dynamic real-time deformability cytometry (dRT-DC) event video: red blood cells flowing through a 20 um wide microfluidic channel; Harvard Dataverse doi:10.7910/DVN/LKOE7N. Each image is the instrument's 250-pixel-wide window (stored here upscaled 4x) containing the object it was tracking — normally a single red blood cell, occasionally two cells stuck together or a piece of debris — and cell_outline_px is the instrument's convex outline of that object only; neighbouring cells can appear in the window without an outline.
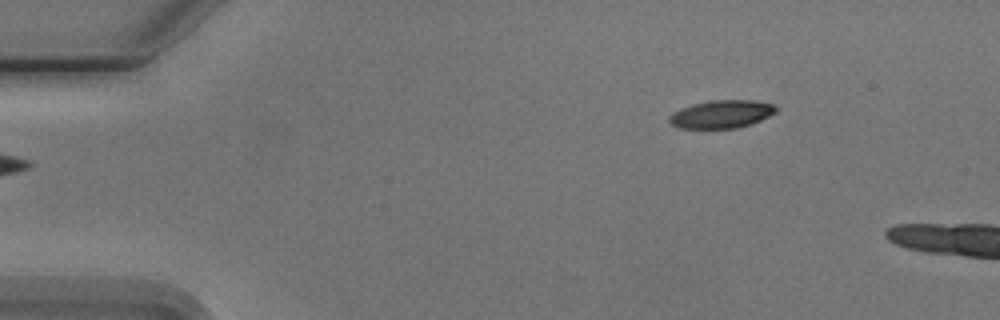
{"species": "Egyptian fruit bat (a non-hibernating species)", "species_latin": "Rousettus aegyptiacus", "temperature_condition": "cold", "stored_images_in_passage": 6, "camera_frame_rate_fps": 3000, "um_per_image_px": 0.085, "animal": {"sex": "male"}, "frame": {"image": 1, "passage_image": 6, "time_ms": 5.667, "image_size_px": [1000, 320], "cell_outline_px": [[776, 112], [760, 120], [736, 128], [680, 128], [672, 124], [668, 120], [668, 116], [672, 112], [680, 108], [692, 104], [708, 100], [752, 100], [772, 104], [776, 108]], "centroid_in_image_um": [61.27, 9.69], "position_along_channel_um": 23.7, "area_um2": 17.28}}